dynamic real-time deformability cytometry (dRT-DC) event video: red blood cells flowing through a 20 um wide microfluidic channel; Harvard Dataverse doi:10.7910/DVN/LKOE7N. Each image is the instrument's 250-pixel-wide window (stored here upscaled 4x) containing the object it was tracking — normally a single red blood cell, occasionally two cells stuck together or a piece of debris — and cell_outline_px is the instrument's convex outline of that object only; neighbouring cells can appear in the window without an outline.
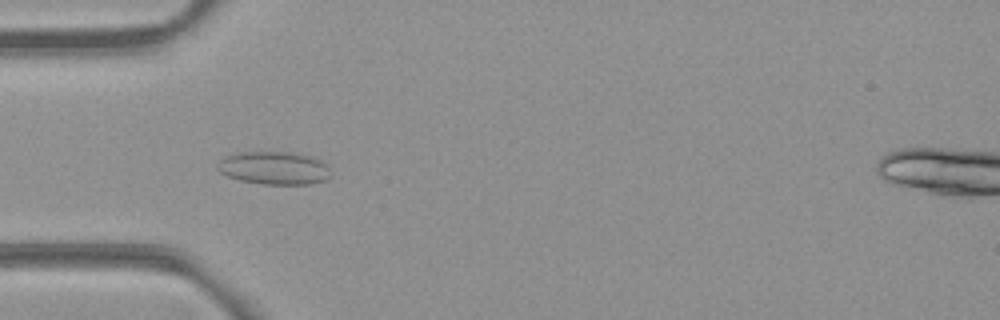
{"species": "common noctule bat (a hibernating species)", "species_latin": "Nyctalus noctula", "temperature_condition": "room temperature", "stored_images_in_passage": 53, "camera_frame_rate_fps": 3000, "um_per_image_px": 0.085, "animal": {"sex": "female", "body_mass_g": 21.9}, "frame": {"image": 1, "passage_image": 16, "time_ms": 5.0, "image_size_px": [1000, 320], "cell_outline_px": [[332, 176], [324, 180], [312, 184], [260, 184], [240, 180], [228, 176], [220, 172], [216, 168], [216, 164], [224, 156], [240, 152], [296, 152], [312, 156], [328, 164]], "centroid_in_image_um": [23.32, 14.27], "position_along_channel_um": 61.7, "area_um2": 22.14}}
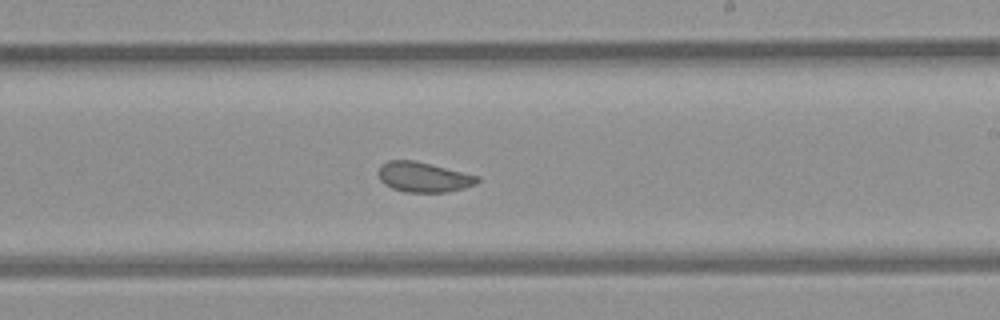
{"frame": {"image": 2, "passage_image": 31, "time_ms": 10.0, "image_size_px": [1000, 320], "cell_outline_px": [[480, 180], [476, 184], [464, 188], [448, 192], [404, 192], [392, 188], [384, 184], [380, 180], [376, 172], [380, 164], [388, 160], [412, 160], [480, 176]], "centroid_in_image_um": [35.96, 15.05], "position_along_channel_um": 253.0, "area_um2": 17.46}}
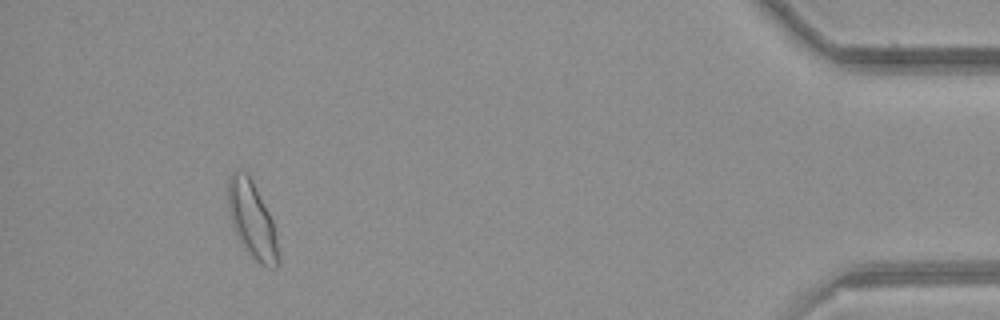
{"frame": {"image": 3, "passage_image": 49, "time_ms": 16.0, "image_size_px": [1000, 320], "cell_outline_px": [[280, 264], [276, 268], [272, 268], [260, 264], [240, 244], [236, 236], [232, 224], [228, 208], [228, 176], [236, 168], [248, 172], [272, 220], [280, 256]], "centroid_in_image_um": [21.41, 18.68], "position_along_channel_um": 413.8, "area_um2": 22.6}, "authors_computed_cell_mechanics": {"area_um2": 19.4786, "velocity_mm_per_s": 3.8527, "shape_relaxation_time_tau1_ms": null, "shape_relaxation_time_tau2_ms": 1.3569, "deformation_change_tau1": null, "deformation_change_tau2": 0.0696}}